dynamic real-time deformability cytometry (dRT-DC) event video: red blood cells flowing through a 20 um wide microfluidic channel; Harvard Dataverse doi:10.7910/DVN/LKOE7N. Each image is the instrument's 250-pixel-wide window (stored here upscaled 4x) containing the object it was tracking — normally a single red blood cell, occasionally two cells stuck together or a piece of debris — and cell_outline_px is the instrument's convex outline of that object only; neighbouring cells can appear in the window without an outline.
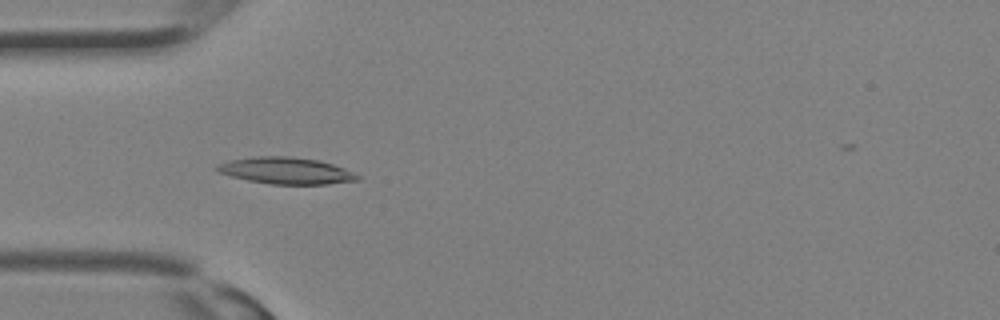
{"species": "Egyptian fruit bat (a non-hibernating species)", "species_latin": "Rousettus aegyptiacus", "temperature_condition": "room temperature", "stored_images_in_passage": 31, "camera_frame_rate_fps": 3000, "um_per_image_px": 0.085, "animal": {"sex": "female"}, "frame": {"image": 1, "passage_image": 9, "time_ms": 2.667, "image_size_px": [1000, 320], "cell_outline_px": [[360, 180], [328, 184], [272, 184], [248, 180], [232, 176], [220, 172], [212, 168], [228, 160], [256, 156], [288, 156], [320, 160], [344, 168], [360, 176]], "centroid_in_image_um": [24.33, 14.5], "position_along_channel_um": 60.7, "area_um2": 21.73}}
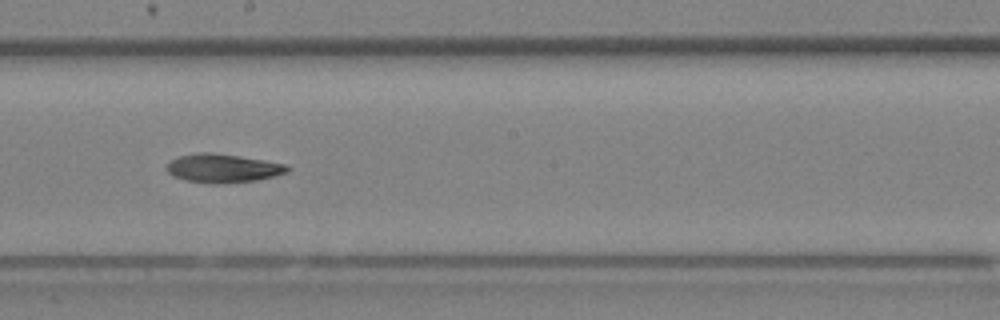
{"frame": {"image": 2, "passage_image": 17, "time_ms": 5.333, "image_size_px": [1000, 320], "cell_outline_px": [[292, 168], [288, 172], [256, 180], [220, 184], [212, 184], [184, 180], [172, 176], [168, 172], [168, 164], [172, 160], [180, 156], [196, 152], [212, 152], [264, 160], [288, 164]], "centroid_in_image_um": [18.97, 14.3], "position_along_channel_um": 229.2, "area_um2": 20.17}}
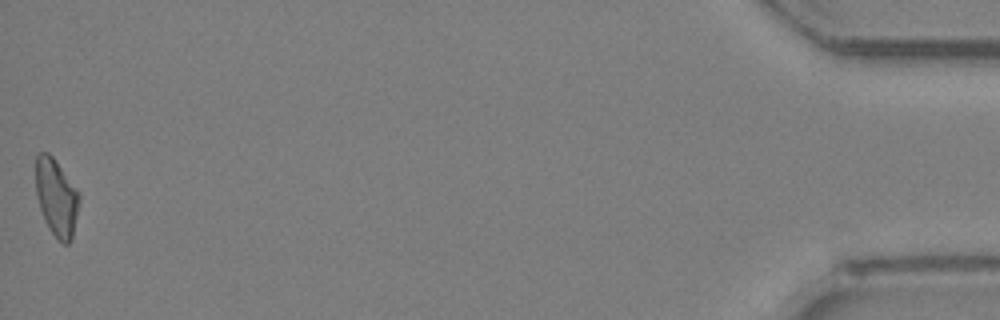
{"frame": {"image": 3, "passage_image": 31, "time_ms": 10.0, "image_size_px": [1000, 320], "cell_outline_px": [[80, 200], [72, 240], [68, 244], [64, 244], [48, 228], [44, 220], [36, 196], [36, 156], [40, 152], [48, 152], [52, 156], [80, 192]], "centroid_in_image_um": [4.81, 16.78], "position_along_channel_um": 430.4, "area_um2": 19.65}}